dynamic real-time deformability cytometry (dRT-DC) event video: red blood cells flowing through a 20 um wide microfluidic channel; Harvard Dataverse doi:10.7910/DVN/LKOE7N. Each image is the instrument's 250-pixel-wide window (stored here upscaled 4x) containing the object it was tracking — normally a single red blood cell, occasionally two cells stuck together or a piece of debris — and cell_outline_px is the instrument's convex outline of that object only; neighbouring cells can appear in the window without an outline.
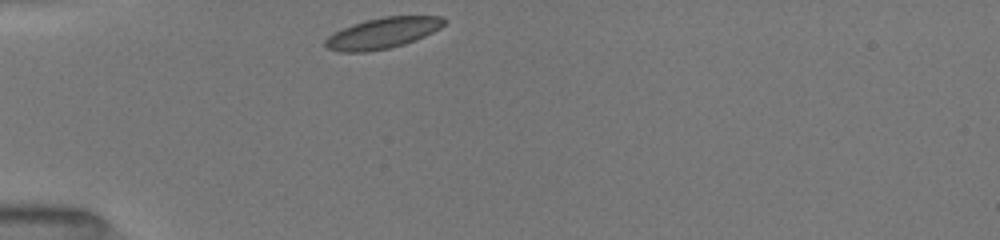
{"species": "common noctule bat (a hibernating species)", "species_latin": "Nyctalus noctula", "temperature_condition": "room temperature", "stored_images_in_passage": 31, "camera_frame_rate_fps": 3000, "um_per_image_px": 0.085, "animal": {"sex": "female", "body_mass_g": 19.5, "forearm_length_mm": 54.1}, "frame": {"image": 1, "passage_image": 1, "time_ms": 0.0, "image_size_px": [1000, 240], "cell_outline_px": [[448, 20], [440, 28], [416, 40], [404, 44], [388, 48], [364, 52], [340, 52], [328, 48], [324, 44], [324, 40], [328, 36], [352, 24], [384, 16], [444, 16]], "centroid_in_image_um": [32.55, 2.81], "position_along_channel_um": 52.4, "area_um2": 21.21}}
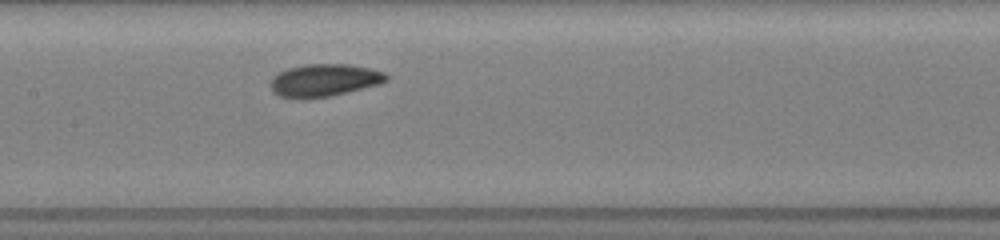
{"frame": {"image": 2, "passage_image": 12, "time_ms": 3.667, "image_size_px": [1000, 240], "cell_outline_px": [[388, 80], [380, 84], [332, 96], [280, 96], [272, 92], [272, 76], [288, 68], [304, 64], [348, 64], [368, 68], [384, 72], [388, 76]], "centroid_in_image_um": [27.61, 6.79], "position_along_channel_um": 179.8, "area_um2": 21.39}}
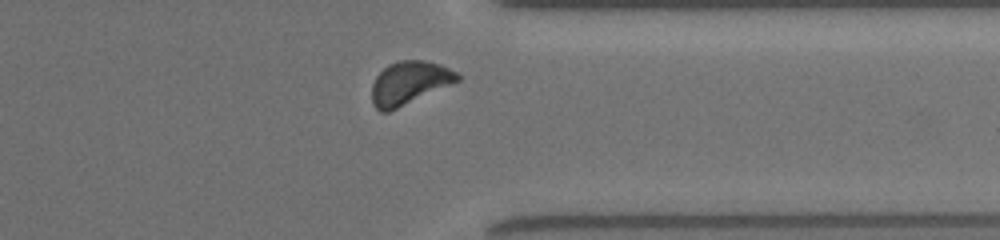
{"frame": {"image": 3, "passage_image": 27, "time_ms": 8.667, "image_size_px": [1000, 240], "cell_outline_px": [[460, 80], [388, 112], [380, 112], [372, 104], [372, 84], [376, 76], [388, 64], [400, 60], [424, 60], [440, 64], [456, 72], [460, 76]], "centroid_in_image_um": [34.76, 7.04], "position_along_channel_um": 376.6, "area_um2": 21.33}, "authors_computed_cell_mechanics": {"area_um2": 21.0392, "velocity_mm_per_s": 3.9739, "shape_relaxation_time_tau1_ms": 7.9233, "shape_relaxation_time_tau2_ms": 2.8833, "deformation_change_tau1": 0.1814, "deformation_change_tau2": 0.0717}}